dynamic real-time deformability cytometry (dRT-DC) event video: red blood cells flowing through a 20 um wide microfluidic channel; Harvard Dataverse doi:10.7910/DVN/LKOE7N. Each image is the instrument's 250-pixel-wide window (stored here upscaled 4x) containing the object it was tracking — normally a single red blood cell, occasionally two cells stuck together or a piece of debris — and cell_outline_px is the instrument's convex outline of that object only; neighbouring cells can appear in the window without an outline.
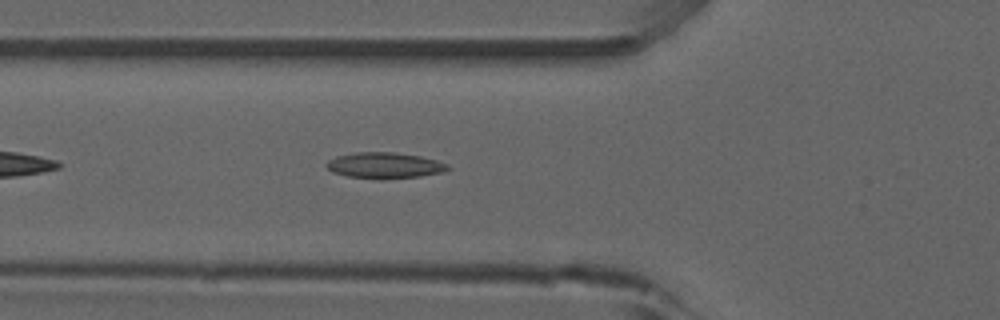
{"species": "common noctule bat (a hibernating species)", "species_latin": "Nyctalus noctula", "temperature_condition": "room temperature", "stored_images_in_passage": 38, "camera_frame_rate_fps": 3000, "um_per_image_px": 0.085, "animal": {"sex": "male", "forearm_length_mm": 52.5}, "frame": {"image": 1, "passage_image": 6, "time_ms": 1.667, "image_size_px": [1000, 320], "cell_outline_px": [[448, 168], [440, 172], [420, 176], [384, 180], [380, 180], [348, 176], [332, 172], [324, 164], [328, 160], [336, 156], [356, 152], [392, 152], [420, 156], [436, 160], [448, 164]], "centroid_in_image_um": [32.63, 14.07], "position_along_channel_um": 93.2, "area_um2": 18.38}, "authors_computed_cell_mechanics": {"area_um2": 16.9932, "velocity_mm_per_s": 3.9135, "shape_relaxation_time_tau1_ms": null, "shape_relaxation_time_tau2_ms": 2.8293, "deformation_change_tau1": null, "deformation_change_tau2": 0.107}}